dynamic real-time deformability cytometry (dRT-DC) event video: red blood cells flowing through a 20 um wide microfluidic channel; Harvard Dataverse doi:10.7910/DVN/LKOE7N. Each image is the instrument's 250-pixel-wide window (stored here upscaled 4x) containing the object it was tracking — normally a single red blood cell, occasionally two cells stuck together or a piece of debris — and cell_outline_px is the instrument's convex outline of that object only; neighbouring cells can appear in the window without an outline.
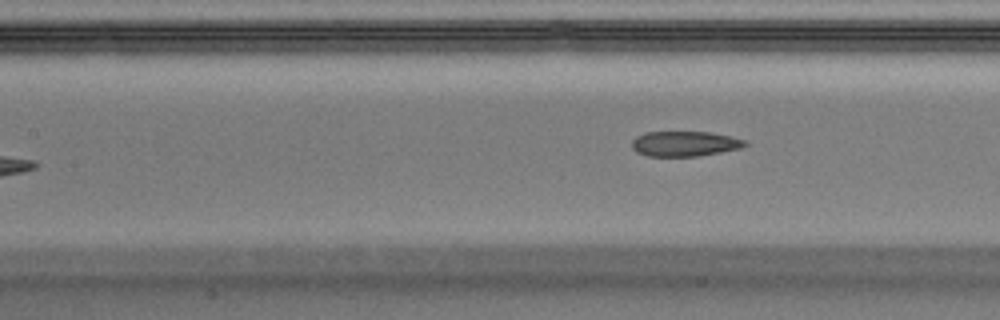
{"species": "Egyptian fruit bat (a non-hibernating species)", "species_latin": "Rousettus aegyptiacus", "temperature_condition": "warm", "stored_images_in_passage": 6, "camera_frame_rate_fps": 3000, "um_per_image_px": 0.085, "animal": {"sex": "male"}, "frame": {"image": 1, "passage_image": 6, "time_ms": 1.667, "image_size_px": [1000, 320], "cell_outline_px": [[748, 144], [740, 148], [700, 156], [648, 156], [636, 152], [632, 148], [632, 140], [636, 136], [648, 132], [708, 132], [728, 136], [744, 140]], "centroid_in_image_um": [58.16, 12.22], "position_along_channel_um": 149.2, "area_um2": 16.42}}